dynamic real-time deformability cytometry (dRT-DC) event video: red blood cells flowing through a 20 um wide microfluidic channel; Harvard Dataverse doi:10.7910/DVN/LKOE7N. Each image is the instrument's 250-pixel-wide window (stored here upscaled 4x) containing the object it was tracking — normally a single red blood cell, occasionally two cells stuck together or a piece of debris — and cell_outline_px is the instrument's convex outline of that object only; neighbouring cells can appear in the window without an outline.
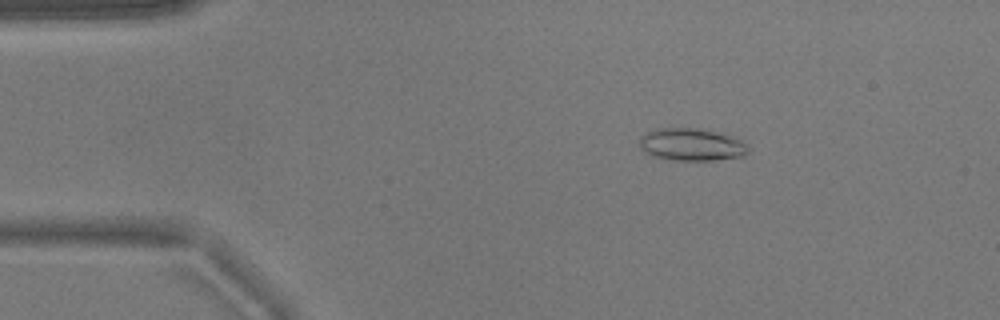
{"species": "common noctule bat (a hibernating species)", "species_latin": "Nyctalus noctula", "temperature_condition": "warm", "stored_images_in_passage": 46, "camera_frame_rate_fps": 3000, "um_per_image_px": 0.085, "animal": {"sex": "male", "body_mass_g": 17.9}, "frame": {"image": 1, "passage_image": 2, "time_ms": 0.333, "image_size_px": [1000, 320], "cell_outline_px": [[748, 152], [744, 156], [716, 160], [672, 160], [652, 156], [640, 148], [640, 136], [656, 128], [696, 128], [728, 136], [740, 140], [748, 144]], "centroid_in_image_um": [58.76, 12.3], "position_along_channel_um": 26.2, "area_um2": 20.35}}
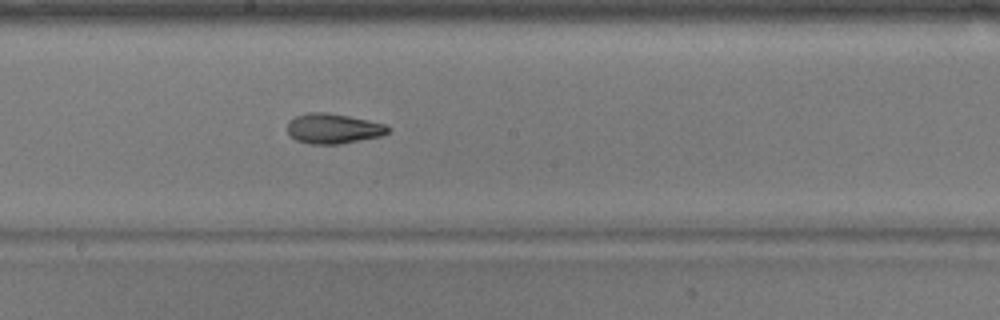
{"frame": {"image": 2, "passage_image": 22, "time_ms": 7.0, "image_size_px": [1000, 320], "cell_outline_px": [[388, 132], [380, 136], [336, 144], [308, 144], [296, 140], [288, 132], [288, 120], [296, 116], [308, 112], [324, 112], [348, 116], [368, 120], [384, 124], [388, 128]], "centroid_in_image_um": [28.27, 10.92], "position_along_channel_um": 219.9, "area_um2": 17.34}}
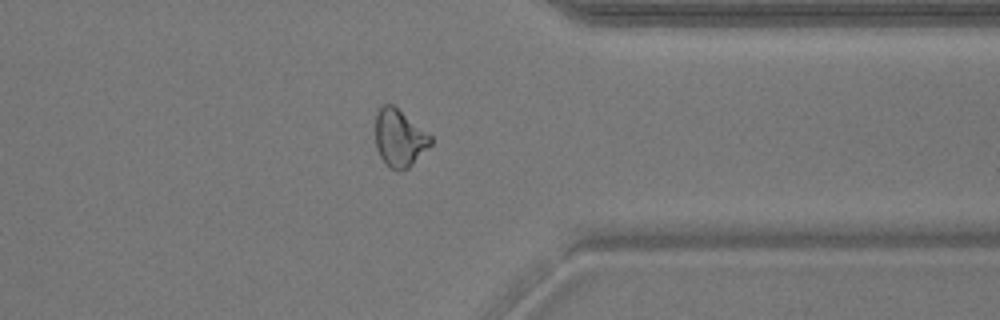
{"frame": {"image": 3, "passage_image": 35, "time_ms": 11.333, "image_size_px": [1000, 320], "cell_outline_px": [[432, 144], [408, 168], [400, 172], [392, 168], [380, 156], [376, 148], [376, 112], [384, 104], [392, 104], [432, 136]], "centroid_in_image_um": [33.96, 11.74], "position_along_channel_um": 377.4, "area_um2": 18.21}, "authors_computed_cell_mechanics": {"area_um2": 18.496, "velocity_mm_per_s": 3.8052, "shape_relaxation_time_tau1_ms": 11.0665, "shape_relaxation_time_tau2_ms": 3.3944, "deformation_change_tau1": 0.234, "deformation_change_tau2": 0.108}}